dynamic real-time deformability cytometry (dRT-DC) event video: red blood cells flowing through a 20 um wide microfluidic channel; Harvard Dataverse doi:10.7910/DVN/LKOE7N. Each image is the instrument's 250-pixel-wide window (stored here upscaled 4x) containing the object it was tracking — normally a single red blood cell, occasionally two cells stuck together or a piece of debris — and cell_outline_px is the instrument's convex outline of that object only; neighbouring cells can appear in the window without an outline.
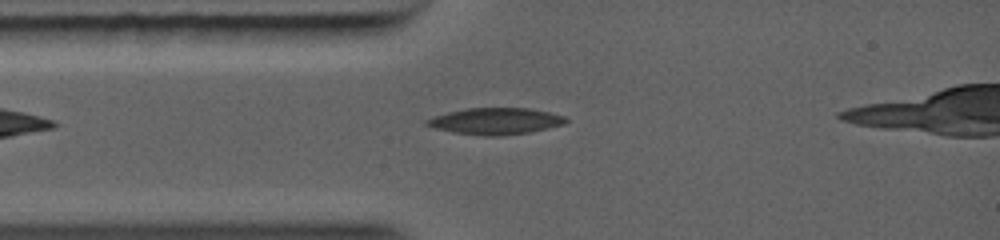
{"species": "common noctule bat (a hibernating species)", "species_latin": "Nyctalus noctula", "temperature_condition": "warm", "stored_images_in_passage": 27, "camera_frame_rate_fps": 5000, "um_per_image_px": 0.085, "animal": {"sex": "female", "body_mass_g": 19.0, "forearm_length_mm": 56.7}, "frame": {"image": 1, "passage_image": 3, "time_ms": 1.2, "image_size_px": [1000, 240], "cell_outline_px": [[568, 120], [560, 124], [528, 132], [456, 132], [424, 124], [424, 120], [448, 112], [468, 108], [528, 108], [548, 112], [564, 116]], "centroid_in_image_um": [42.12, 10.22], "position_along_channel_um": 42.9, "area_um2": 19.59}}
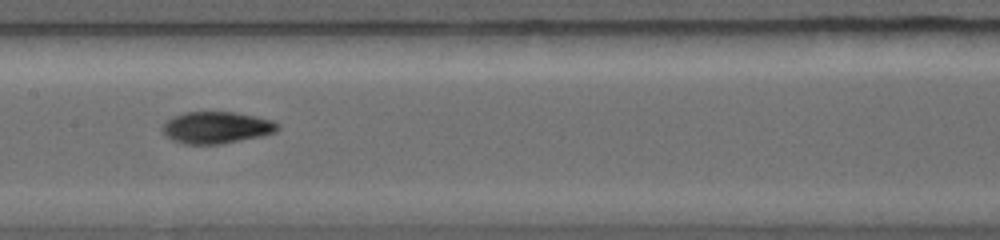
{"frame": {"image": 2, "passage_image": 11, "time_ms": 4.2, "image_size_px": [1000, 240], "cell_outline_px": [[276, 128], [272, 132], [212, 144], [196, 144], [180, 140], [164, 132], [164, 124], [168, 120], [184, 112], [236, 112], [256, 116], [272, 120], [276, 124]], "centroid_in_image_um": [18.4, 10.78], "position_along_channel_um": 189.0, "area_um2": 19.71}}
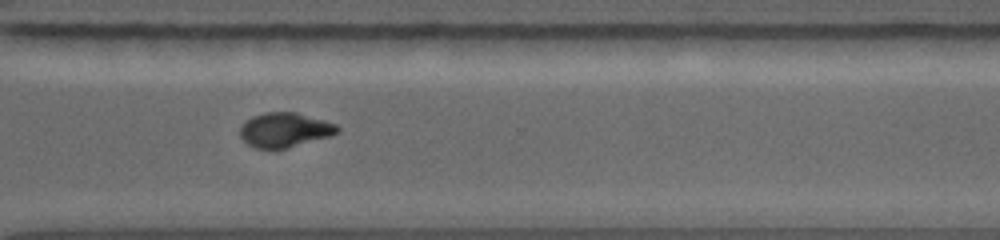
{"frame": {"image": 3, "passage_image": 20, "time_ms": 7.4, "image_size_px": [1000, 240], "cell_outline_px": [[340, 128], [336, 132], [324, 136], [284, 148], [260, 148], [244, 140], [240, 136], [240, 128], [252, 116], [264, 112], [296, 112], [324, 120], [336, 124]], "centroid_in_image_um": [24.17, 11.0], "position_along_channel_um": 346.4, "area_um2": 18.67}}